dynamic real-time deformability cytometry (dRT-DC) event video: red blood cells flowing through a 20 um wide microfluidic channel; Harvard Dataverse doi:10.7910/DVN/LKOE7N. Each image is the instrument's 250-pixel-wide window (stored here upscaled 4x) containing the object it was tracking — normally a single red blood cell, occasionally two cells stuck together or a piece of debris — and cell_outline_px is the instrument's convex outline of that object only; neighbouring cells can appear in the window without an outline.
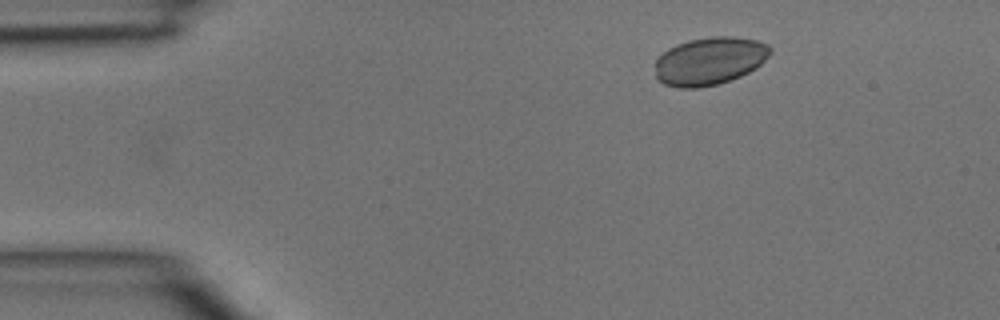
{"species": "common noctule bat (a hibernating species)", "species_latin": "Nyctalus noctula", "temperature_condition": "room temperature", "stored_images_in_passage": 2, "camera_frame_rate_fps": 3000, "um_per_image_px": 0.085, "animal": {"sex": "male", "body_mass_g": 15.6}, "frame": {"image": 1, "passage_image": 1, "time_ms": 0.0, "image_size_px": [1000, 320], "cell_outline_px": [[772, 52], [756, 68], [740, 76], [716, 84], [700, 88], [676, 88], [664, 84], [656, 76], [656, 60], [668, 48], [676, 44], [688, 40], [712, 36], [732, 36], [756, 40], [768, 44], [772, 48]], "centroid_in_image_um": [60.32, 5.18], "position_along_channel_um": 24.7, "area_um2": 32.08}}